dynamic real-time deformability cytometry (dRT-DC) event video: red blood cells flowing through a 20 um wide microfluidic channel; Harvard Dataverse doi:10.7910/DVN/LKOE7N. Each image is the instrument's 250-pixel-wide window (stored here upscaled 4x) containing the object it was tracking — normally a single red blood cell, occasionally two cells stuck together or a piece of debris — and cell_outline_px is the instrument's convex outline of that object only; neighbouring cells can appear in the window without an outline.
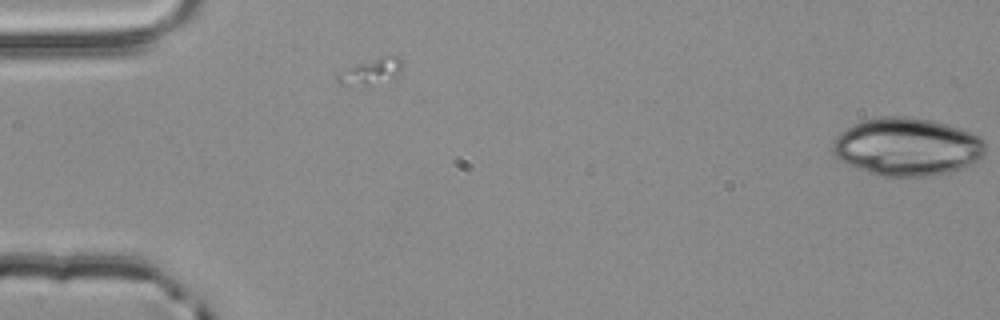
{"species": "common noctule bat (a hibernating species)", "species_latin": "Nyctalus noctula", "temperature_condition": "room temperature", "stored_images_in_passage": 3, "camera_frame_rate_fps": 3000, "um_per_image_px": 0.085, "animal": {"sex": "male", "body_mass_g": 20.4}, "frame": {"image": 1, "passage_image": 3, "time_ms": 0.667, "image_size_px": [1000, 320], "cell_outline_px": [[984, 152], [980, 160], [972, 164], [948, 172], [932, 176], [880, 176], [868, 172], [848, 164], [840, 160], [832, 152], [832, 140], [836, 136], [848, 128], [864, 120], [880, 116], [908, 116], [932, 120], [948, 124], [960, 128], [980, 136], [984, 140]], "centroid_in_image_um": [77.11, 12.47], "position_along_channel_um": 7.9, "area_um2": 51.56}}